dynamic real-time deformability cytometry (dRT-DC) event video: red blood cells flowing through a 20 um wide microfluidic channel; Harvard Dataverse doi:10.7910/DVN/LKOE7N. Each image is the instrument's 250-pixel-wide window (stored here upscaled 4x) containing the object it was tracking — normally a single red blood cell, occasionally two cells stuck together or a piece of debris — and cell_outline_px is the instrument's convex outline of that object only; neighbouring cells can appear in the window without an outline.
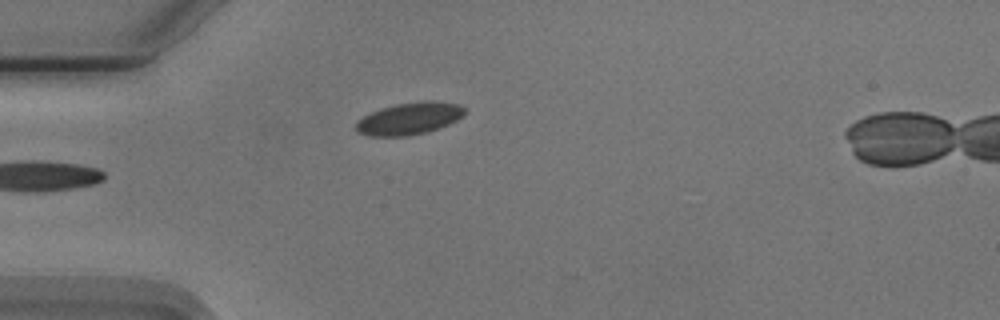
{"species": "Egyptian fruit bat (a non-hibernating species)", "species_latin": "Rousettus aegyptiacus", "temperature_condition": "cold", "stored_images_in_passage": 13, "camera_frame_rate_fps": 3000, "um_per_image_px": 0.085, "animal": {"sex": "male"}, "frame": {"image": 1, "passage_image": 1, "time_ms": 0.0, "image_size_px": [1000, 320], "cell_outline_px": [[464, 116], [440, 128], [428, 132], [408, 136], [368, 136], [356, 132], [356, 120], [380, 108], [396, 104], [424, 100], [436, 100], [460, 104], [464, 108]], "centroid_in_image_um": [34.8, 10.07], "position_along_channel_um": 50.2, "area_um2": 20.63}}
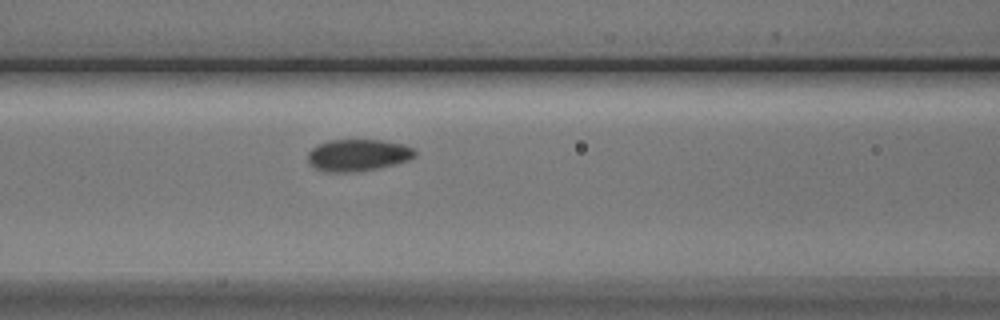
{"frame": {"image": 2, "passage_image": 9, "time_ms": 2.667, "image_size_px": [1000, 320], "cell_outline_px": [[416, 156], [408, 160], [376, 168], [348, 172], [332, 172], [316, 168], [308, 160], [308, 152], [316, 144], [328, 140], [380, 140], [404, 144], [412, 148], [416, 152]], "centroid_in_image_um": [30.41, 13.16], "position_along_channel_um": 136.2, "area_um2": 19.59}}
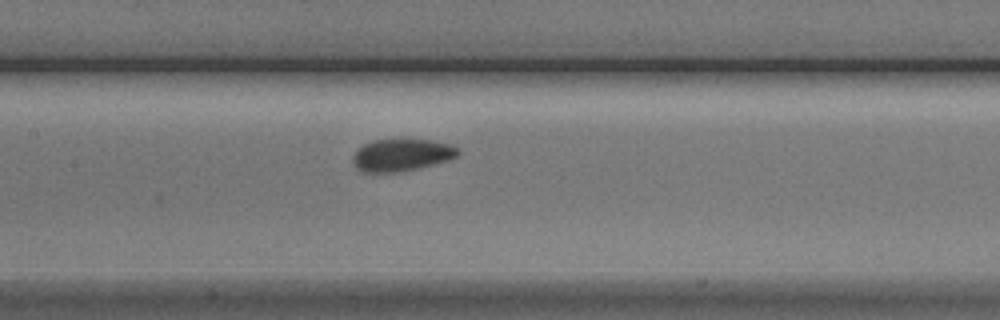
{"frame": {"image": 3, "passage_image": 12, "time_ms": 3.667, "image_size_px": [1000, 320], "cell_outline_px": [[460, 152], [456, 156], [448, 160], [436, 164], [400, 172], [360, 172], [352, 164], [352, 156], [364, 144], [372, 140], [432, 140], [448, 144], [456, 148]], "centroid_in_image_um": [34.1, 13.19], "position_along_channel_um": 173.3, "area_um2": 19.65}}